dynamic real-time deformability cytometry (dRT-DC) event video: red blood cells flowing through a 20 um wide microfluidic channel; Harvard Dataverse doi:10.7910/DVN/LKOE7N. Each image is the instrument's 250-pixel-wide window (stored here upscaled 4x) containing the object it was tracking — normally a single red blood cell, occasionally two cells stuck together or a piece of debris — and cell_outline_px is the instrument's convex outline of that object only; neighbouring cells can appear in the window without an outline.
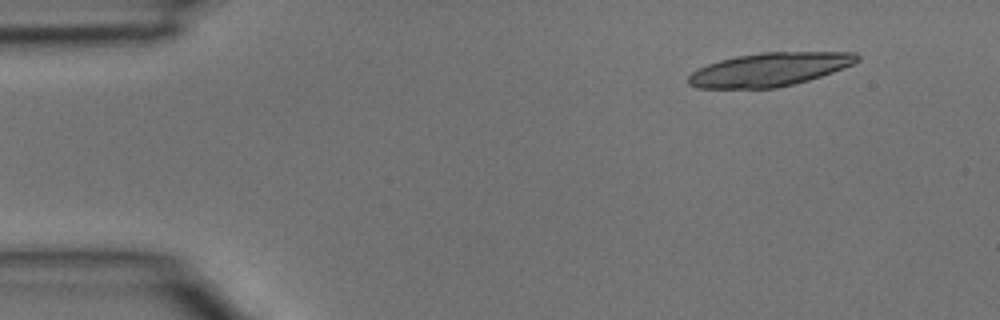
{"species": "common noctule bat (a hibernating species)", "species_latin": "Nyctalus noctula", "temperature_condition": "room temperature", "stored_images_in_passage": 3, "camera_frame_rate_fps": 3000, "um_per_image_px": 0.085, "animal": {"sex": "male", "body_mass_g": 15.6}, "frame": {"image": 1, "passage_image": 1, "time_ms": 0.0, "image_size_px": [1000, 320], "cell_outline_px": [[860, 60], [852, 64], [832, 72], [808, 80], [776, 88], [696, 88], [688, 84], [688, 76], [692, 72], [708, 64], [720, 60], [736, 56], [760, 52], [856, 52], [860, 56]], "centroid_in_image_um": [65.4, 5.9], "position_along_channel_um": 19.6, "area_um2": 32.77}}